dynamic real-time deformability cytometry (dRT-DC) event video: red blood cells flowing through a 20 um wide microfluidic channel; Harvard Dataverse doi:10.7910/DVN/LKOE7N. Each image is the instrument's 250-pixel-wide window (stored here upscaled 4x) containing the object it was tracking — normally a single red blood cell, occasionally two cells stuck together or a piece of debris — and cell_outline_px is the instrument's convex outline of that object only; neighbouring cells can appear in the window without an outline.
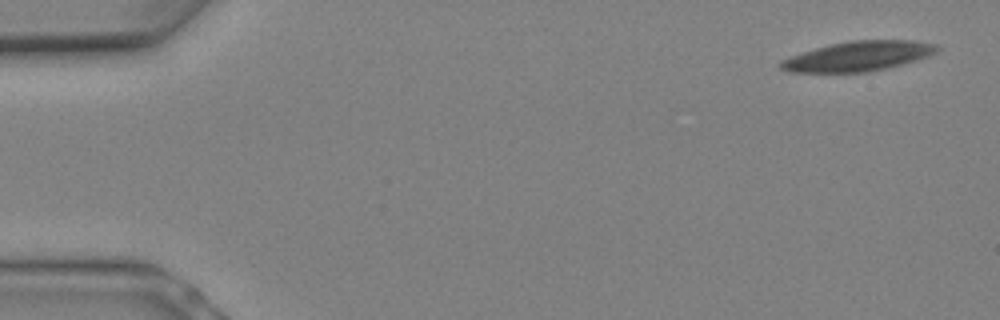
{"species": "Egyptian fruit bat (a non-hibernating species)", "species_latin": "Rousettus aegyptiacus", "temperature_condition": "warm", "stored_images_in_passage": 11, "camera_frame_rate_fps": 3000, "um_per_image_px": 0.085, "animal": {"sex": "female"}, "frame": {"image": 1, "passage_image": 1, "time_ms": 0.0, "image_size_px": [1000, 320], "cell_outline_px": [[940, 48], [936, 52], [928, 56], [904, 64], [868, 72], [788, 72], [780, 68], [780, 60], [816, 48], [832, 44], [852, 40], [916, 40], [936, 44]], "centroid_in_image_um": [72.99, 4.77], "position_along_channel_um": 12.0, "area_um2": 26.99}}
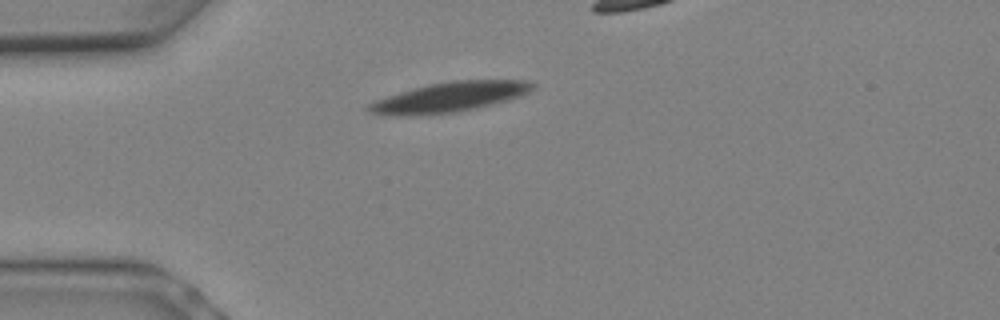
{"frame": {"image": 2, "passage_image": 6, "time_ms": 1.667, "image_size_px": [1000, 320], "cell_outline_px": [[536, 88], [520, 96], [508, 100], [476, 108], [456, 112], [408, 116], [384, 116], [368, 112], [364, 108], [368, 104], [376, 100], [388, 96], [428, 84], [452, 80], [528, 80], [536, 84]], "centroid_in_image_um": [38.2, 8.26], "position_along_channel_um": 46.8, "area_um2": 28.73}}
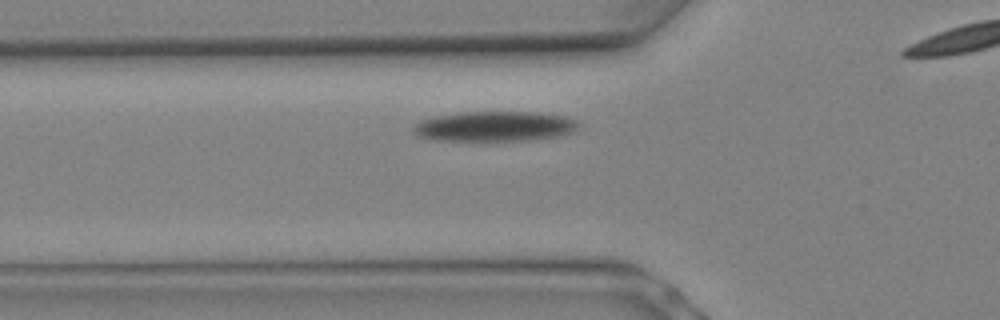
{"frame": {"image": 3, "passage_image": 8, "time_ms": 2.333, "image_size_px": [1000, 320], "cell_outline_px": [[580, 128], [572, 132], [560, 136], [532, 140], [484, 144], [436, 140], [420, 136], [412, 132], [412, 128], [420, 120], [432, 116], [460, 112], [540, 112], [564, 116], [576, 120], [580, 124]], "centroid_in_image_um": [42.03, 10.79], "position_along_channel_um": 83.8, "area_um2": 30.52}}